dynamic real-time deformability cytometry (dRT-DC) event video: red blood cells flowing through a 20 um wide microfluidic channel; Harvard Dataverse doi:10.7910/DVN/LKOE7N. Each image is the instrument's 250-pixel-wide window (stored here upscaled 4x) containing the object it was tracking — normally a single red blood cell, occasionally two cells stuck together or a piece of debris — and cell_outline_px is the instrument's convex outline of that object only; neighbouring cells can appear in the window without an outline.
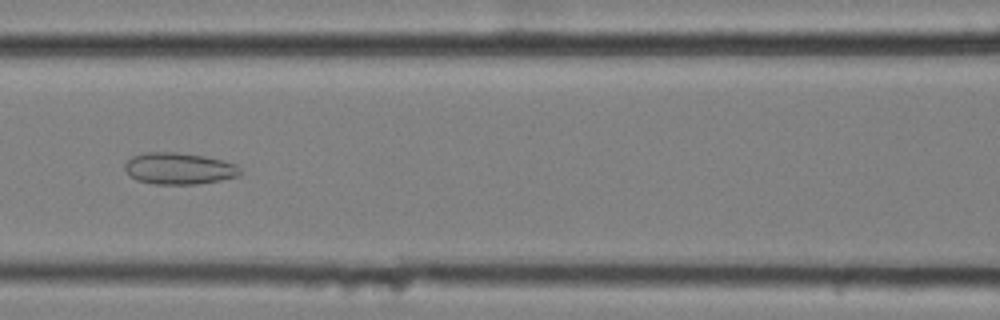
{"species": "common noctule bat (a hibernating species)", "species_latin": "Nyctalus noctula", "temperature_condition": "cold", "stored_images_in_passage": 58, "camera_frame_rate_fps": 3000, "um_per_image_px": 0.085, "animal": {"sex": "female", "body_mass_g": 25.1}, "frame": {"image": 1, "passage_image": 26, "time_ms": 8.333, "image_size_px": [1000, 320], "cell_outline_px": [[240, 176], [220, 180], [196, 184], [156, 184], [136, 180], [124, 168], [124, 164], [132, 156], [148, 152], [176, 152], [204, 156], [236, 164], [240, 168]], "centroid_in_image_um": [15.22, 14.32], "position_along_channel_um": 151.4, "area_um2": 21.1}}
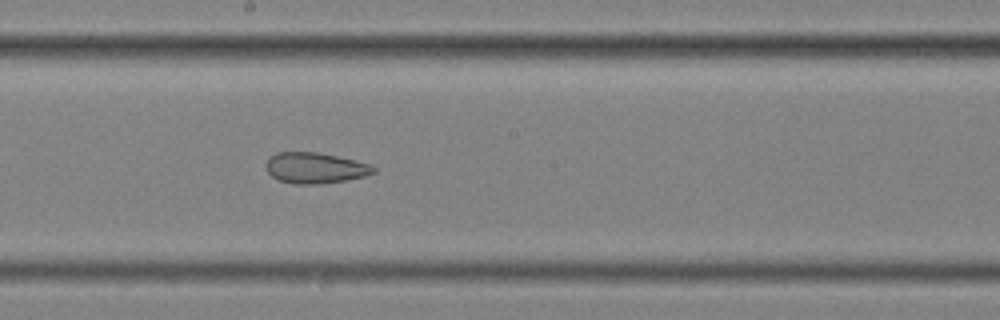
{"frame": {"image": 2, "passage_image": 32, "time_ms": 10.333, "image_size_px": [1000, 320], "cell_outline_px": [[376, 172], [364, 176], [344, 180], [320, 184], [292, 184], [280, 180], [272, 176], [268, 172], [264, 164], [276, 152], [316, 152], [336, 156], [372, 164], [376, 168]], "centroid_in_image_um": [26.79, 14.27], "position_along_channel_um": 221.4, "area_um2": 19.25}}
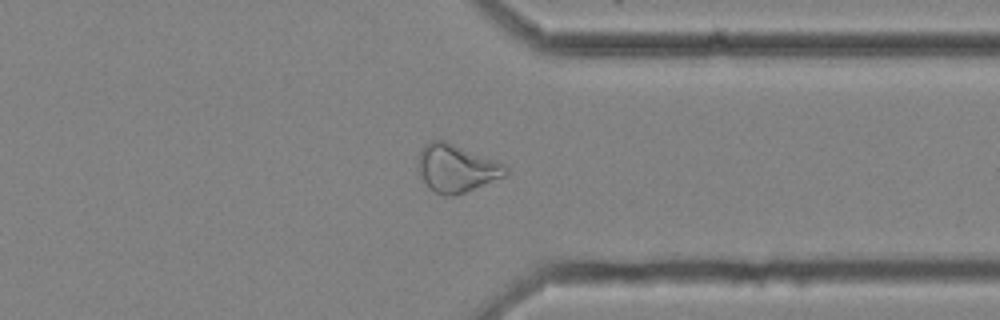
{"frame": {"image": 3, "passage_image": 45, "time_ms": 14.667, "image_size_px": [1000, 320], "cell_outline_px": [[508, 172], [504, 176], [456, 196], [444, 196], [436, 192], [416, 172], [416, 168], [420, 152], [432, 140], [444, 140], [496, 160], [504, 164], [508, 168]], "centroid_in_image_um": [38.79, 14.31], "position_along_channel_um": 372.6, "area_um2": 24.1}, "authors_computed_cell_mechanics": {"area_um2": 26.6458, "velocity_mm_per_s": 3.5157, "shape_relaxation_time_tau1_ms": null, "shape_relaxation_time_tau2_ms": 2.6697, "deformation_change_tau1": null, "deformation_change_tau2": 0.0958}}